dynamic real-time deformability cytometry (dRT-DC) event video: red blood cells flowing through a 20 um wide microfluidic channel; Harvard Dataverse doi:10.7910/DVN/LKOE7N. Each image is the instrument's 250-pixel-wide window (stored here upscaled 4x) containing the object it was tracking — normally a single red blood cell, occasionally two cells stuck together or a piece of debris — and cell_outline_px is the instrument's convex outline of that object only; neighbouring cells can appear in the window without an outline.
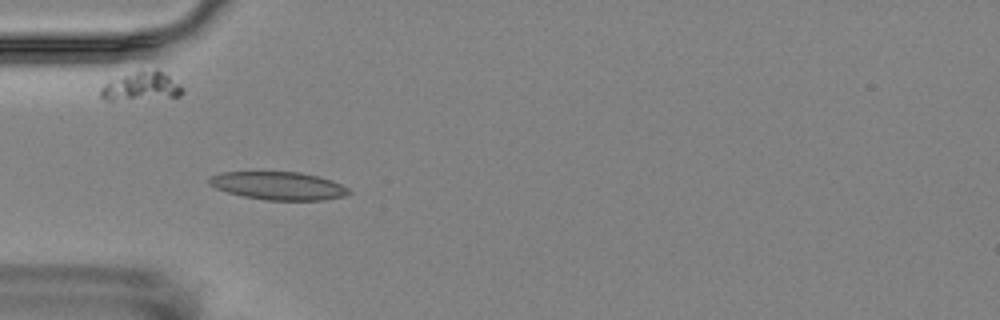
{"species": "Egyptian fruit bat (a non-hibernating species)", "species_latin": "Rousettus aegyptiacus", "temperature_condition": "room temperature", "stored_images_in_passage": 4, "camera_frame_rate_fps": 3000, "um_per_image_px": 0.085, "animal": {"sex": "female"}, "frame": {"image": 1, "passage_image": 3, "time_ms": 2.333, "image_size_px": [1000, 320], "cell_outline_px": [[352, 192], [344, 196], [324, 200], [264, 200], [244, 196], [228, 192], [216, 188], [208, 184], [208, 176], [220, 172], [300, 172], [332, 180], [348, 188]], "centroid_in_image_um": [23.64, 15.79], "position_along_channel_um": 61.4, "area_um2": 22.83}}